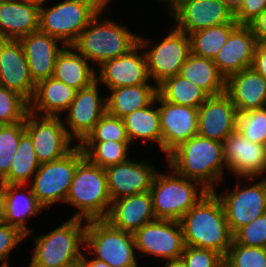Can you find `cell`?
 <instances>
[{
	"label": "cell",
	"mask_w": 266,
	"mask_h": 267,
	"mask_svg": "<svg viewBox=\"0 0 266 267\" xmlns=\"http://www.w3.org/2000/svg\"><path fill=\"white\" fill-rule=\"evenodd\" d=\"M93 259L88 260L87 256H85V254L83 253L82 256V265L83 267H111L109 264L97 260L94 257H92Z\"/></svg>",
	"instance_id": "obj_48"
},
{
	"label": "cell",
	"mask_w": 266,
	"mask_h": 267,
	"mask_svg": "<svg viewBox=\"0 0 266 267\" xmlns=\"http://www.w3.org/2000/svg\"><path fill=\"white\" fill-rule=\"evenodd\" d=\"M98 85L100 84L96 80L88 87L78 90L67 110L64 126L69 137L76 138L79 145L106 113V99L99 97Z\"/></svg>",
	"instance_id": "obj_16"
},
{
	"label": "cell",
	"mask_w": 266,
	"mask_h": 267,
	"mask_svg": "<svg viewBox=\"0 0 266 267\" xmlns=\"http://www.w3.org/2000/svg\"><path fill=\"white\" fill-rule=\"evenodd\" d=\"M251 67L266 79V44H256Z\"/></svg>",
	"instance_id": "obj_47"
},
{
	"label": "cell",
	"mask_w": 266,
	"mask_h": 267,
	"mask_svg": "<svg viewBox=\"0 0 266 267\" xmlns=\"http://www.w3.org/2000/svg\"><path fill=\"white\" fill-rule=\"evenodd\" d=\"M83 220L71 217L48 234L33 235L36 247L29 267H63L81 260L87 228Z\"/></svg>",
	"instance_id": "obj_5"
},
{
	"label": "cell",
	"mask_w": 266,
	"mask_h": 267,
	"mask_svg": "<svg viewBox=\"0 0 266 267\" xmlns=\"http://www.w3.org/2000/svg\"><path fill=\"white\" fill-rule=\"evenodd\" d=\"M26 235L17 227L11 226L3 221L0 222V263L8 264V256L18 244H20Z\"/></svg>",
	"instance_id": "obj_44"
},
{
	"label": "cell",
	"mask_w": 266,
	"mask_h": 267,
	"mask_svg": "<svg viewBox=\"0 0 266 267\" xmlns=\"http://www.w3.org/2000/svg\"><path fill=\"white\" fill-rule=\"evenodd\" d=\"M223 150L226 168L236 176L254 181L265 174L266 145L249 141L236 130L223 141Z\"/></svg>",
	"instance_id": "obj_17"
},
{
	"label": "cell",
	"mask_w": 266,
	"mask_h": 267,
	"mask_svg": "<svg viewBox=\"0 0 266 267\" xmlns=\"http://www.w3.org/2000/svg\"><path fill=\"white\" fill-rule=\"evenodd\" d=\"M248 26L257 43L266 44V8Z\"/></svg>",
	"instance_id": "obj_46"
},
{
	"label": "cell",
	"mask_w": 266,
	"mask_h": 267,
	"mask_svg": "<svg viewBox=\"0 0 266 267\" xmlns=\"http://www.w3.org/2000/svg\"><path fill=\"white\" fill-rule=\"evenodd\" d=\"M224 267H266V248L232 242L224 257Z\"/></svg>",
	"instance_id": "obj_40"
},
{
	"label": "cell",
	"mask_w": 266,
	"mask_h": 267,
	"mask_svg": "<svg viewBox=\"0 0 266 267\" xmlns=\"http://www.w3.org/2000/svg\"><path fill=\"white\" fill-rule=\"evenodd\" d=\"M102 6L106 7L108 6V2H110V0H97Z\"/></svg>",
	"instance_id": "obj_54"
},
{
	"label": "cell",
	"mask_w": 266,
	"mask_h": 267,
	"mask_svg": "<svg viewBox=\"0 0 266 267\" xmlns=\"http://www.w3.org/2000/svg\"><path fill=\"white\" fill-rule=\"evenodd\" d=\"M83 157L81 146L75 144L62 158L39 166L30 185L33 194L46 209L57 202L65 203L78 162Z\"/></svg>",
	"instance_id": "obj_9"
},
{
	"label": "cell",
	"mask_w": 266,
	"mask_h": 267,
	"mask_svg": "<svg viewBox=\"0 0 266 267\" xmlns=\"http://www.w3.org/2000/svg\"><path fill=\"white\" fill-rule=\"evenodd\" d=\"M6 206V183L0 180V220H3Z\"/></svg>",
	"instance_id": "obj_49"
},
{
	"label": "cell",
	"mask_w": 266,
	"mask_h": 267,
	"mask_svg": "<svg viewBox=\"0 0 266 267\" xmlns=\"http://www.w3.org/2000/svg\"><path fill=\"white\" fill-rule=\"evenodd\" d=\"M238 25V22H226L191 33L189 35L191 53L199 57L214 59Z\"/></svg>",
	"instance_id": "obj_34"
},
{
	"label": "cell",
	"mask_w": 266,
	"mask_h": 267,
	"mask_svg": "<svg viewBox=\"0 0 266 267\" xmlns=\"http://www.w3.org/2000/svg\"><path fill=\"white\" fill-rule=\"evenodd\" d=\"M65 203L78 208L71 217L104 219L111 204L105 169L84 156L78 162Z\"/></svg>",
	"instance_id": "obj_4"
},
{
	"label": "cell",
	"mask_w": 266,
	"mask_h": 267,
	"mask_svg": "<svg viewBox=\"0 0 266 267\" xmlns=\"http://www.w3.org/2000/svg\"><path fill=\"white\" fill-rule=\"evenodd\" d=\"M130 142H82L84 156L93 164L106 168L127 161Z\"/></svg>",
	"instance_id": "obj_36"
},
{
	"label": "cell",
	"mask_w": 266,
	"mask_h": 267,
	"mask_svg": "<svg viewBox=\"0 0 266 267\" xmlns=\"http://www.w3.org/2000/svg\"><path fill=\"white\" fill-rule=\"evenodd\" d=\"M149 39L139 35L138 45L125 55L107 60L99 66V75H96L97 82L103 83L109 89L149 84L146 57L137 51L146 46L149 47ZM140 54V55H139Z\"/></svg>",
	"instance_id": "obj_15"
},
{
	"label": "cell",
	"mask_w": 266,
	"mask_h": 267,
	"mask_svg": "<svg viewBox=\"0 0 266 267\" xmlns=\"http://www.w3.org/2000/svg\"><path fill=\"white\" fill-rule=\"evenodd\" d=\"M265 196H266V178H265Z\"/></svg>",
	"instance_id": "obj_57"
},
{
	"label": "cell",
	"mask_w": 266,
	"mask_h": 267,
	"mask_svg": "<svg viewBox=\"0 0 266 267\" xmlns=\"http://www.w3.org/2000/svg\"><path fill=\"white\" fill-rule=\"evenodd\" d=\"M156 169L146 161L127 160L105 168L112 200L150 191Z\"/></svg>",
	"instance_id": "obj_19"
},
{
	"label": "cell",
	"mask_w": 266,
	"mask_h": 267,
	"mask_svg": "<svg viewBox=\"0 0 266 267\" xmlns=\"http://www.w3.org/2000/svg\"><path fill=\"white\" fill-rule=\"evenodd\" d=\"M29 102L17 91L0 85V125L23 122Z\"/></svg>",
	"instance_id": "obj_39"
},
{
	"label": "cell",
	"mask_w": 266,
	"mask_h": 267,
	"mask_svg": "<svg viewBox=\"0 0 266 267\" xmlns=\"http://www.w3.org/2000/svg\"><path fill=\"white\" fill-rule=\"evenodd\" d=\"M187 246L211 249L223 257L233 242L222 204L209 191L179 220Z\"/></svg>",
	"instance_id": "obj_1"
},
{
	"label": "cell",
	"mask_w": 266,
	"mask_h": 267,
	"mask_svg": "<svg viewBox=\"0 0 266 267\" xmlns=\"http://www.w3.org/2000/svg\"><path fill=\"white\" fill-rule=\"evenodd\" d=\"M256 38L248 25H238L229 35L213 62L225 79L252 65Z\"/></svg>",
	"instance_id": "obj_23"
},
{
	"label": "cell",
	"mask_w": 266,
	"mask_h": 267,
	"mask_svg": "<svg viewBox=\"0 0 266 267\" xmlns=\"http://www.w3.org/2000/svg\"><path fill=\"white\" fill-rule=\"evenodd\" d=\"M0 267H10V265L9 264H4V265L0 264Z\"/></svg>",
	"instance_id": "obj_56"
},
{
	"label": "cell",
	"mask_w": 266,
	"mask_h": 267,
	"mask_svg": "<svg viewBox=\"0 0 266 267\" xmlns=\"http://www.w3.org/2000/svg\"><path fill=\"white\" fill-rule=\"evenodd\" d=\"M97 0H64L51 7H40L39 31L71 46L81 31L103 8Z\"/></svg>",
	"instance_id": "obj_7"
},
{
	"label": "cell",
	"mask_w": 266,
	"mask_h": 267,
	"mask_svg": "<svg viewBox=\"0 0 266 267\" xmlns=\"http://www.w3.org/2000/svg\"><path fill=\"white\" fill-rule=\"evenodd\" d=\"M103 7L71 45L87 61L101 65L130 52L138 45L139 35L110 19L100 21Z\"/></svg>",
	"instance_id": "obj_3"
},
{
	"label": "cell",
	"mask_w": 266,
	"mask_h": 267,
	"mask_svg": "<svg viewBox=\"0 0 266 267\" xmlns=\"http://www.w3.org/2000/svg\"><path fill=\"white\" fill-rule=\"evenodd\" d=\"M225 93L237 112L266 107V79L252 67L226 78Z\"/></svg>",
	"instance_id": "obj_25"
},
{
	"label": "cell",
	"mask_w": 266,
	"mask_h": 267,
	"mask_svg": "<svg viewBox=\"0 0 266 267\" xmlns=\"http://www.w3.org/2000/svg\"><path fill=\"white\" fill-rule=\"evenodd\" d=\"M156 173L150 194L156 219L179 221L209 191L198 181L177 174ZM199 184L201 186L198 192Z\"/></svg>",
	"instance_id": "obj_6"
},
{
	"label": "cell",
	"mask_w": 266,
	"mask_h": 267,
	"mask_svg": "<svg viewBox=\"0 0 266 267\" xmlns=\"http://www.w3.org/2000/svg\"><path fill=\"white\" fill-rule=\"evenodd\" d=\"M63 267H83L82 260H79L77 262H74L72 264H69V265H66V266H63Z\"/></svg>",
	"instance_id": "obj_53"
},
{
	"label": "cell",
	"mask_w": 266,
	"mask_h": 267,
	"mask_svg": "<svg viewBox=\"0 0 266 267\" xmlns=\"http://www.w3.org/2000/svg\"><path fill=\"white\" fill-rule=\"evenodd\" d=\"M109 90L112 94L106 98V112L120 119L135 110L150 105L158 94V87L151 84L125 86Z\"/></svg>",
	"instance_id": "obj_30"
},
{
	"label": "cell",
	"mask_w": 266,
	"mask_h": 267,
	"mask_svg": "<svg viewBox=\"0 0 266 267\" xmlns=\"http://www.w3.org/2000/svg\"><path fill=\"white\" fill-rule=\"evenodd\" d=\"M237 113L225 92L209 96L198 108L197 135L223 142L236 131Z\"/></svg>",
	"instance_id": "obj_20"
},
{
	"label": "cell",
	"mask_w": 266,
	"mask_h": 267,
	"mask_svg": "<svg viewBox=\"0 0 266 267\" xmlns=\"http://www.w3.org/2000/svg\"><path fill=\"white\" fill-rule=\"evenodd\" d=\"M233 242L249 247L266 248V213L233 233Z\"/></svg>",
	"instance_id": "obj_42"
},
{
	"label": "cell",
	"mask_w": 266,
	"mask_h": 267,
	"mask_svg": "<svg viewBox=\"0 0 266 267\" xmlns=\"http://www.w3.org/2000/svg\"><path fill=\"white\" fill-rule=\"evenodd\" d=\"M136 250L165 260L182 256L185 248L180 222L155 219L134 234Z\"/></svg>",
	"instance_id": "obj_13"
},
{
	"label": "cell",
	"mask_w": 266,
	"mask_h": 267,
	"mask_svg": "<svg viewBox=\"0 0 266 267\" xmlns=\"http://www.w3.org/2000/svg\"><path fill=\"white\" fill-rule=\"evenodd\" d=\"M156 102H160L158 109L162 131V151L167 156L182 142L197 135L198 108L170 103L159 94Z\"/></svg>",
	"instance_id": "obj_18"
},
{
	"label": "cell",
	"mask_w": 266,
	"mask_h": 267,
	"mask_svg": "<svg viewBox=\"0 0 266 267\" xmlns=\"http://www.w3.org/2000/svg\"><path fill=\"white\" fill-rule=\"evenodd\" d=\"M179 75L197 84L209 96L225 92L226 79L219 72L213 59L190 53L181 66Z\"/></svg>",
	"instance_id": "obj_31"
},
{
	"label": "cell",
	"mask_w": 266,
	"mask_h": 267,
	"mask_svg": "<svg viewBox=\"0 0 266 267\" xmlns=\"http://www.w3.org/2000/svg\"><path fill=\"white\" fill-rule=\"evenodd\" d=\"M190 53L189 35L175 27L162 42L144 52L149 78L158 87L166 79L178 75Z\"/></svg>",
	"instance_id": "obj_12"
},
{
	"label": "cell",
	"mask_w": 266,
	"mask_h": 267,
	"mask_svg": "<svg viewBox=\"0 0 266 267\" xmlns=\"http://www.w3.org/2000/svg\"><path fill=\"white\" fill-rule=\"evenodd\" d=\"M155 103L156 99L150 105L123 117L122 120L130 143L136 138L143 139L144 142L149 140L156 142L162 151L159 109L152 108Z\"/></svg>",
	"instance_id": "obj_32"
},
{
	"label": "cell",
	"mask_w": 266,
	"mask_h": 267,
	"mask_svg": "<svg viewBox=\"0 0 266 267\" xmlns=\"http://www.w3.org/2000/svg\"><path fill=\"white\" fill-rule=\"evenodd\" d=\"M158 94L165 101L193 108H199L209 97L197 84L179 74L161 83Z\"/></svg>",
	"instance_id": "obj_33"
},
{
	"label": "cell",
	"mask_w": 266,
	"mask_h": 267,
	"mask_svg": "<svg viewBox=\"0 0 266 267\" xmlns=\"http://www.w3.org/2000/svg\"><path fill=\"white\" fill-rule=\"evenodd\" d=\"M236 130L249 141L266 145V107L238 112Z\"/></svg>",
	"instance_id": "obj_38"
},
{
	"label": "cell",
	"mask_w": 266,
	"mask_h": 267,
	"mask_svg": "<svg viewBox=\"0 0 266 267\" xmlns=\"http://www.w3.org/2000/svg\"><path fill=\"white\" fill-rule=\"evenodd\" d=\"M0 85L17 91L28 102L33 97L35 83L31 79L27 58L18 40L0 39Z\"/></svg>",
	"instance_id": "obj_21"
},
{
	"label": "cell",
	"mask_w": 266,
	"mask_h": 267,
	"mask_svg": "<svg viewBox=\"0 0 266 267\" xmlns=\"http://www.w3.org/2000/svg\"><path fill=\"white\" fill-rule=\"evenodd\" d=\"M165 267H186L184 260L180 258L169 259L166 262Z\"/></svg>",
	"instance_id": "obj_50"
},
{
	"label": "cell",
	"mask_w": 266,
	"mask_h": 267,
	"mask_svg": "<svg viewBox=\"0 0 266 267\" xmlns=\"http://www.w3.org/2000/svg\"><path fill=\"white\" fill-rule=\"evenodd\" d=\"M169 10L176 20V28L191 33L226 22H237L234 10L224 0H175Z\"/></svg>",
	"instance_id": "obj_11"
},
{
	"label": "cell",
	"mask_w": 266,
	"mask_h": 267,
	"mask_svg": "<svg viewBox=\"0 0 266 267\" xmlns=\"http://www.w3.org/2000/svg\"><path fill=\"white\" fill-rule=\"evenodd\" d=\"M27 58L31 79L37 82L53 75L58 54L64 49L58 47V40L47 33L35 31L18 40Z\"/></svg>",
	"instance_id": "obj_24"
},
{
	"label": "cell",
	"mask_w": 266,
	"mask_h": 267,
	"mask_svg": "<svg viewBox=\"0 0 266 267\" xmlns=\"http://www.w3.org/2000/svg\"><path fill=\"white\" fill-rule=\"evenodd\" d=\"M27 2H29L30 4L36 5L39 8L43 7L44 2H46L47 0H25Z\"/></svg>",
	"instance_id": "obj_52"
},
{
	"label": "cell",
	"mask_w": 266,
	"mask_h": 267,
	"mask_svg": "<svg viewBox=\"0 0 266 267\" xmlns=\"http://www.w3.org/2000/svg\"><path fill=\"white\" fill-rule=\"evenodd\" d=\"M266 8V0H242L234 10L239 25H248Z\"/></svg>",
	"instance_id": "obj_45"
},
{
	"label": "cell",
	"mask_w": 266,
	"mask_h": 267,
	"mask_svg": "<svg viewBox=\"0 0 266 267\" xmlns=\"http://www.w3.org/2000/svg\"><path fill=\"white\" fill-rule=\"evenodd\" d=\"M40 165L31 137L25 132L19 140L9 173L2 181L6 184L25 185L27 181H31Z\"/></svg>",
	"instance_id": "obj_35"
},
{
	"label": "cell",
	"mask_w": 266,
	"mask_h": 267,
	"mask_svg": "<svg viewBox=\"0 0 266 267\" xmlns=\"http://www.w3.org/2000/svg\"><path fill=\"white\" fill-rule=\"evenodd\" d=\"M233 10H235L242 0H224Z\"/></svg>",
	"instance_id": "obj_51"
},
{
	"label": "cell",
	"mask_w": 266,
	"mask_h": 267,
	"mask_svg": "<svg viewBox=\"0 0 266 267\" xmlns=\"http://www.w3.org/2000/svg\"><path fill=\"white\" fill-rule=\"evenodd\" d=\"M130 142L123 120L107 112L95 124L93 131L83 142Z\"/></svg>",
	"instance_id": "obj_41"
},
{
	"label": "cell",
	"mask_w": 266,
	"mask_h": 267,
	"mask_svg": "<svg viewBox=\"0 0 266 267\" xmlns=\"http://www.w3.org/2000/svg\"><path fill=\"white\" fill-rule=\"evenodd\" d=\"M24 185L6 184V206L3 222L17 227L23 234H30V229L25 225L28 218L35 216L45 207L38 201L31 188L27 193L20 192Z\"/></svg>",
	"instance_id": "obj_29"
},
{
	"label": "cell",
	"mask_w": 266,
	"mask_h": 267,
	"mask_svg": "<svg viewBox=\"0 0 266 267\" xmlns=\"http://www.w3.org/2000/svg\"><path fill=\"white\" fill-rule=\"evenodd\" d=\"M25 133L23 122L0 125V180L8 173L19 145L21 136Z\"/></svg>",
	"instance_id": "obj_37"
},
{
	"label": "cell",
	"mask_w": 266,
	"mask_h": 267,
	"mask_svg": "<svg viewBox=\"0 0 266 267\" xmlns=\"http://www.w3.org/2000/svg\"><path fill=\"white\" fill-rule=\"evenodd\" d=\"M169 167L177 174L200 182L208 191L223 179L226 167L223 142L195 135L168 155Z\"/></svg>",
	"instance_id": "obj_2"
},
{
	"label": "cell",
	"mask_w": 266,
	"mask_h": 267,
	"mask_svg": "<svg viewBox=\"0 0 266 267\" xmlns=\"http://www.w3.org/2000/svg\"><path fill=\"white\" fill-rule=\"evenodd\" d=\"M77 91L53 76L43 79L35 84L33 97L29 101V112L37 115L41 112L43 116H59L68 110Z\"/></svg>",
	"instance_id": "obj_27"
},
{
	"label": "cell",
	"mask_w": 266,
	"mask_h": 267,
	"mask_svg": "<svg viewBox=\"0 0 266 267\" xmlns=\"http://www.w3.org/2000/svg\"><path fill=\"white\" fill-rule=\"evenodd\" d=\"M155 219L149 191L112 200L104 218L113 227L132 234Z\"/></svg>",
	"instance_id": "obj_22"
},
{
	"label": "cell",
	"mask_w": 266,
	"mask_h": 267,
	"mask_svg": "<svg viewBox=\"0 0 266 267\" xmlns=\"http://www.w3.org/2000/svg\"><path fill=\"white\" fill-rule=\"evenodd\" d=\"M86 225L84 248L95 259L111 267H138L132 233L115 228L104 219L88 220Z\"/></svg>",
	"instance_id": "obj_8"
},
{
	"label": "cell",
	"mask_w": 266,
	"mask_h": 267,
	"mask_svg": "<svg viewBox=\"0 0 266 267\" xmlns=\"http://www.w3.org/2000/svg\"><path fill=\"white\" fill-rule=\"evenodd\" d=\"M239 185L237 182L236 188L227 195L219 196L212 191L222 204L232 233L266 213L265 178L244 188Z\"/></svg>",
	"instance_id": "obj_14"
},
{
	"label": "cell",
	"mask_w": 266,
	"mask_h": 267,
	"mask_svg": "<svg viewBox=\"0 0 266 267\" xmlns=\"http://www.w3.org/2000/svg\"><path fill=\"white\" fill-rule=\"evenodd\" d=\"M181 258L186 267H224V257L211 249L185 245Z\"/></svg>",
	"instance_id": "obj_43"
},
{
	"label": "cell",
	"mask_w": 266,
	"mask_h": 267,
	"mask_svg": "<svg viewBox=\"0 0 266 267\" xmlns=\"http://www.w3.org/2000/svg\"><path fill=\"white\" fill-rule=\"evenodd\" d=\"M72 46H65L58 54L53 77L76 90L88 87L96 81V71Z\"/></svg>",
	"instance_id": "obj_28"
},
{
	"label": "cell",
	"mask_w": 266,
	"mask_h": 267,
	"mask_svg": "<svg viewBox=\"0 0 266 267\" xmlns=\"http://www.w3.org/2000/svg\"><path fill=\"white\" fill-rule=\"evenodd\" d=\"M62 121L59 116L27 113L25 132L31 137L40 164L62 158L74 148Z\"/></svg>",
	"instance_id": "obj_10"
},
{
	"label": "cell",
	"mask_w": 266,
	"mask_h": 267,
	"mask_svg": "<svg viewBox=\"0 0 266 267\" xmlns=\"http://www.w3.org/2000/svg\"><path fill=\"white\" fill-rule=\"evenodd\" d=\"M39 10L25 0H0V39L19 40L38 31Z\"/></svg>",
	"instance_id": "obj_26"
},
{
	"label": "cell",
	"mask_w": 266,
	"mask_h": 267,
	"mask_svg": "<svg viewBox=\"0 0 266 267\" xmlns=\"http://www.w3.org/2000/svg\"><path fill=\"white\" fill-rule=\"evenodd\" d=\"M160 1H162L163 3L164 2L167 3V5L169 6L175 0H160Z\"/></svg>",
	"instance_id": "obj_55"
}]
</instances>
